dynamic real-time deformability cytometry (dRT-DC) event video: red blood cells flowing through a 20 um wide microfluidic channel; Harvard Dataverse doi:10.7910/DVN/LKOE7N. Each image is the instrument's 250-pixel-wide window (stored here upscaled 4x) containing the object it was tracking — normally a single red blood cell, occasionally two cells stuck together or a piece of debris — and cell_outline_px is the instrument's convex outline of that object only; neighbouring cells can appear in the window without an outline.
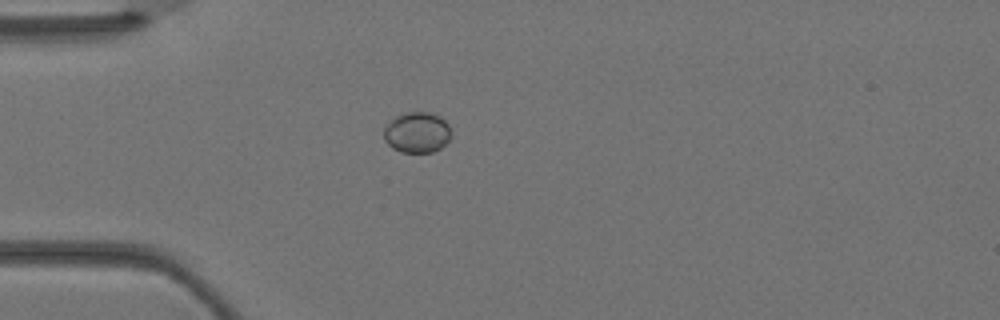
{"species": "Egyptian fruit bat (a non-hibernating species)", "species_latin": "Rousettus aegyptiacus", "temperature_condition": "warm", "stored_images_in_passage": 4, "camera_frame_rate_fps": 3000, "um_per_image_px": 0.085, "animal": {"sex": "female"}, "frame": {"image": 1, "passage_image": 4, "time_ms": 1.0, "image_size_px": [1000, 320], "cell_outline_px": [[448, 140], [440, 148], [432, 152], [400, 152], [392, 148], [384, 140], [384, 128], [396, 116], [404, 112], [432, 112], [440, 116], [448, 124]], "centroid_in_image_um": [35.41, 11.25], "position_along_channel_um": 49.6, "area_um2": 15.78}}